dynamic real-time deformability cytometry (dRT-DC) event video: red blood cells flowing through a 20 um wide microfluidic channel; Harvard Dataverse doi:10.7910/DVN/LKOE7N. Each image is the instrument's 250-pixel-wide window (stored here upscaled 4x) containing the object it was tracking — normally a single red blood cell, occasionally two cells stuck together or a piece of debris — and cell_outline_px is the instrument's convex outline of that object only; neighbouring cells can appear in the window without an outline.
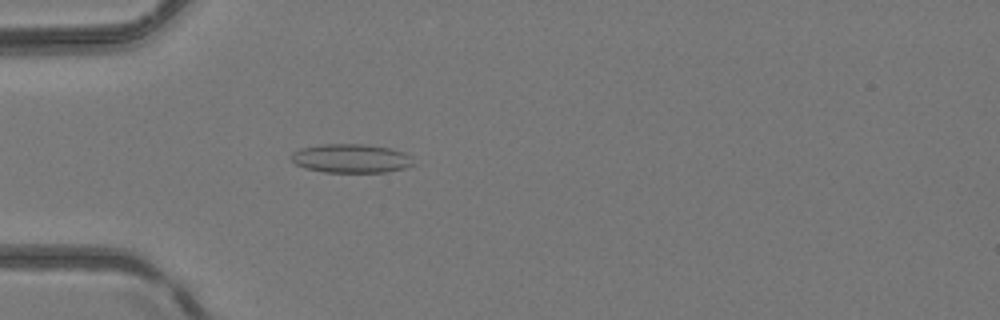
{"species": "common noctule bat (a hibernating species)", "species_latin": "Nyctalus noctula", "temperature_condition": "room temperature", "stored_images_in_passage": 1, "camera_frame_rate_fps": 3000, "um_per_image_px": 0.085, "animal": {"sex": "female", "body_mass_g": 24.6, "forearm_length_mm": 56.2}, "frame": {"image": 1, "passage_image": 1, "time_ms": 0.0, "image_size_px": [1000, 320], "cell_outline_px": [[416, 164], [404, 168], [384, 172], [324, 172], [304, 168], [296, 164], [288, 156], [292, 152], [300, 148], [324, 144], [364, 144], [388, 148], [404, 152], [412, 156]], "centroid_in_image_um": [29.83, 13.46], "position_along_channel_um": 55.2, "area_um2": 20.69}}